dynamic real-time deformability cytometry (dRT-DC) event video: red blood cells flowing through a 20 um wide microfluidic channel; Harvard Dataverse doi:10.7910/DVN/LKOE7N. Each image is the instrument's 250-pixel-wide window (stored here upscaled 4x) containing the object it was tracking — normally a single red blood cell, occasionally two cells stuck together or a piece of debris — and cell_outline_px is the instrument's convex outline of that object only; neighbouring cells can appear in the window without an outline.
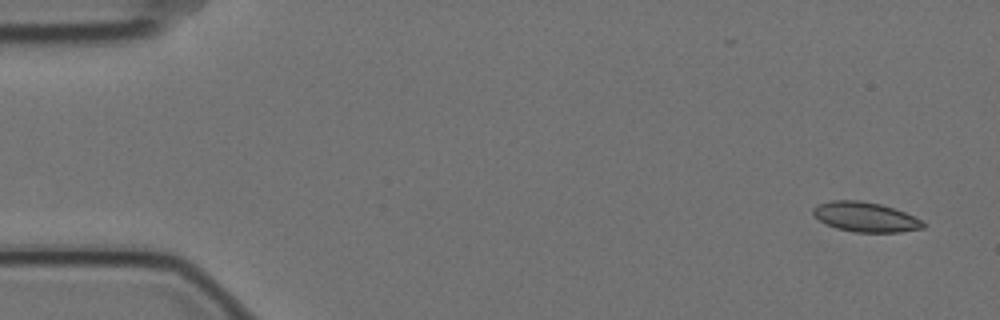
{"species": "Egyptian fruit bat (a non-hibernating species)", "species_latin": "Rousettus aegyptiacus", "temperature_condition": "cold", "stored_images_in_passage": 5, "camera_frame_rate_fps": 3000, "um_per_image_px": 0.085, "animal": {"sex": "female"}, "frame": {"image": 1, "passage_image": 1, "time_ms": 0.0, "image_size_px": [1000, 320], "cell_outline_px": [[924, 228], [900, 232], [856, 232], [836, 228], [820, 220], [812, 212], [812, 208], [820, 204], [832, 200], [860, 200], [880, 204], [904, 212], [920, 220], [924, 224]], "centroid_in_image_um": [73.55, 18.44], "position_along_channel_um": 11.5, "area_um2": 18.73}}
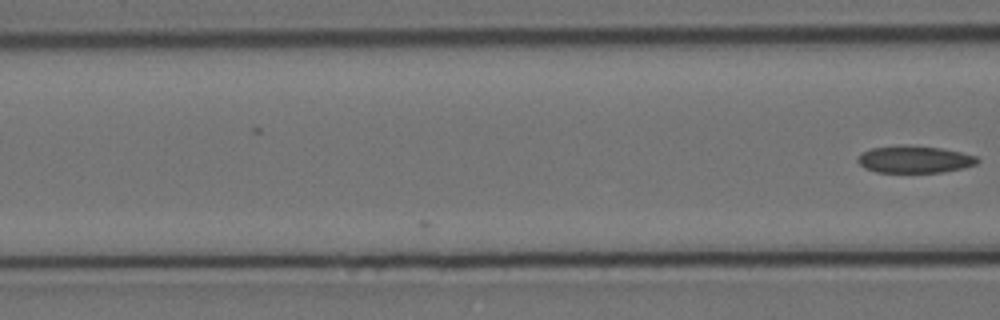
{"frame": {"image": 2, "passage_image": 5, "time_ms": 1.333, "image_size_px": [1000, 320], "cell_outline_px": [[980, 160], [976, 164], [964, 168], [944, 172], [876, 172], [864, 168], [856, 160], [864, 152], [872, 148], [904, 144], [944, 148], [976, 156]], "centroid_in_image_um": [77.76, 13.54], "position_along_channel_um": 88.8, "area_um2": 19.02}}